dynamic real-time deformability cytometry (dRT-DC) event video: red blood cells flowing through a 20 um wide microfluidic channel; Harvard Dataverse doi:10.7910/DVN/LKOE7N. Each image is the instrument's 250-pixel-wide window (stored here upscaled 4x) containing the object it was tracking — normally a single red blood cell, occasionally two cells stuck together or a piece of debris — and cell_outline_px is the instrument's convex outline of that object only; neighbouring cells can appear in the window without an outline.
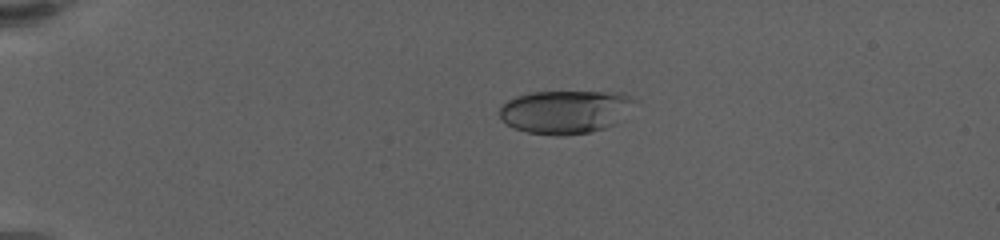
{"species": "human", "species_latin": "Homo sapiens", "temperature_condition": "warm", "stored_images_in_passage": 50, "camera_frame_rate_fps": 3000, "um_per_image_px": 0.085, "donor": {"sex": "female"}, "frame": {"image": 1, "passage_image": 15, "time_ms": 4.667, "image_size_px": [1000, 240], "cell_outline_px": [[640, 100], [616, 124], [604, 128], [588, 132], [564, 136], [556, 136], [528, 132], [512, 128], [500, 120], [500, 104], [516, 96], [528, 92], [624, 92]], "centroid_in_image_um": [48.07, 9.49], "position_along_channel_um": 36.9, "area_um2": 34.74}}
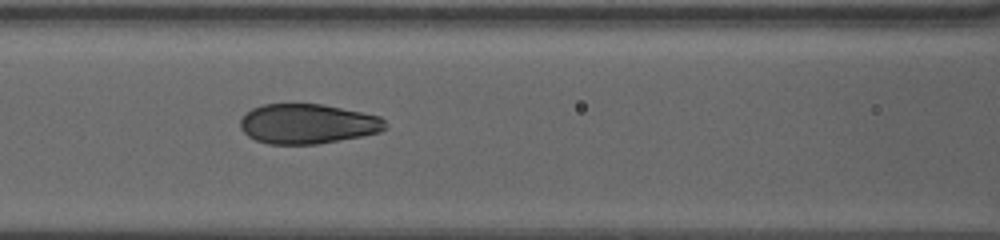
{"frame": {"image": 2, "passage_image": 31, "time_ms": 9.667, "image_size_px": [1000, 240], "cell_outline_px": [[388, 128], [380, 132], [360, 136], [316, 144], [268, 144], [256, 140], [248, 136], [240, 128], [240, 120], [252, 108], [264, 104], [324, 104], [380, 116], [388, 124]], "centroid_in_image_um": [26.16, 10.52], "position_along_channel_um": 140.4, "area_um2": 33.64}}
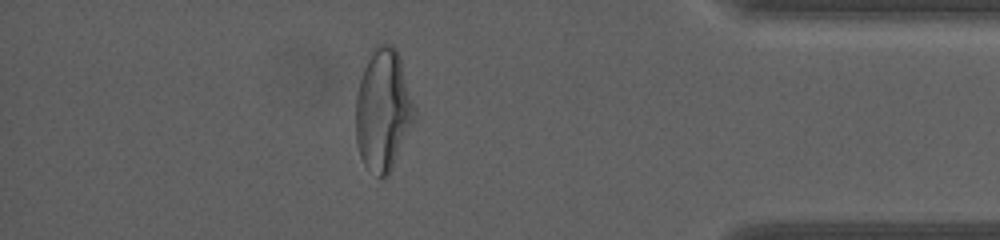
{"frame": {"image": 3, "passage_image": 46, "time_ms": 18.333, "image_size_px": [1000, 240], "cell_outline_px": [[416, 120], [388, 176], [384, 180], [368, 168], [364, 164], [360, 156], [356, 144], [356, 96], [360, 80], [364, 68], [372, 48], [376, 44], [392, 44], [396, 48], [400, 56], [416, 108]], "centroid_in_image_um": [32.59, 9.35], "position_along_channel_um": 402.6, "area_um2": 42.19}, "authors_computed_cell_mechanics": {"area_um2": 35.258, "velocity_mm_per_s": 3.3563, "shape_relaxation_time_tau1_ms": 4.5578, "shape_relaxation_time_tau2_ms": null, "deformation_change_tau1": 0.1864, "deformation_change_tau2": null}}